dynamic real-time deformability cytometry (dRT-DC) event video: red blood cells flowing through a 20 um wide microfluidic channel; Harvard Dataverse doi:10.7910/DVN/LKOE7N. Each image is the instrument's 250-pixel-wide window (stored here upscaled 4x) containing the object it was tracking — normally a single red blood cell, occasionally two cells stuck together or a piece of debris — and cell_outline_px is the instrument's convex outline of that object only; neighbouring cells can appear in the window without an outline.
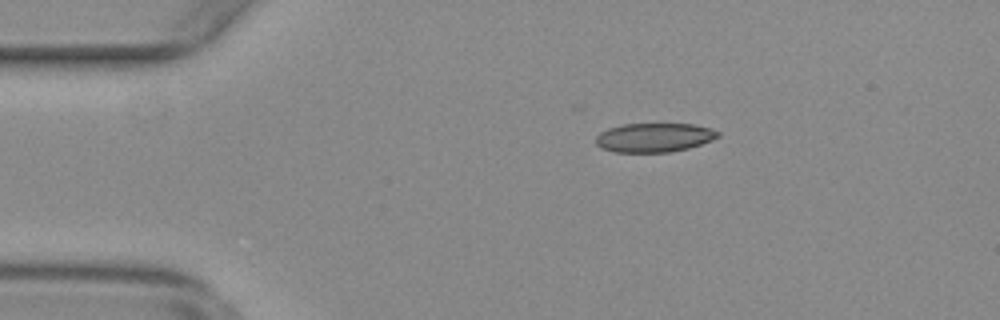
{"species": "common noctule bat (a hibernating species)", "species_latin": "Nyctalus noctula", "temperature_condition": "warm", "stored_images_in_passage": 17, "camera_frame_rate_fps": 3000, "um_per_image_px": 0.085, "animal": {"sex": "female", "body_mass_g": 29.2, "forearm_length_mm": 56.3}, "frame": {"image": 1, "passage_image": 10, "time_ms": 3.0, "image_size_px": [1000, 320], "cell_outline_px": [[720, 136], [700, 144], [688, 148], [668, 152], [612, 152], [600, 148], [596, 144], [596, 136], [600, 132], [608, 128], [624, 124], [692, 124], [708, 128], [720, 132]], "centroid_in_image_um": [55.55, 11.69], "position_along_channel_um": 29.4, "area_um2": 20.58}}